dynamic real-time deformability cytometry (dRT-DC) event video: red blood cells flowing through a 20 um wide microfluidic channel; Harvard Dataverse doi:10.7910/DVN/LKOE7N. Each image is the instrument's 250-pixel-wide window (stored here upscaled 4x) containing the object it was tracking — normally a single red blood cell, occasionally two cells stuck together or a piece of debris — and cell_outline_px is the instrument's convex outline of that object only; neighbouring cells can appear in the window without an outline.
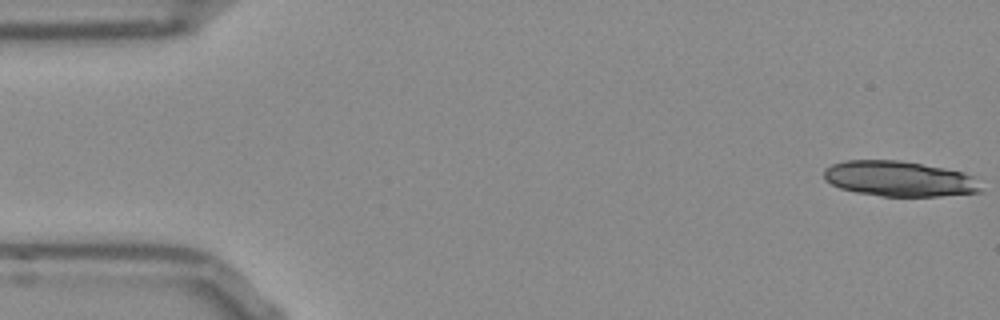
{"species": "Egyptian fruit bat (a non-hibernating species)", "species_latin": "Rousettus aegyptiacus", "temperature_condition": "room temperature", "stored_images_in_passage": 51, "camera_frame_rate_fps": 3000, "um_per_image_px": 0.085, "frame": {"image": 1, "passage_image": 1, "time_ms": 0.0, "image_size_px": [1000, 320], "cell_outline_px": [[984, 192], [940, 196], [880, 196], [856, 192], [840, 188], [824, 180], [824, 168], [832, 164], [844, 160], [900, 160], [944, 168], [964, 172], [972, 176], [984, 188]], "centroid_in_image_um": [76.45, 15.19], "position_along_channel_um": 8.5, "area_um2": 32.6}}
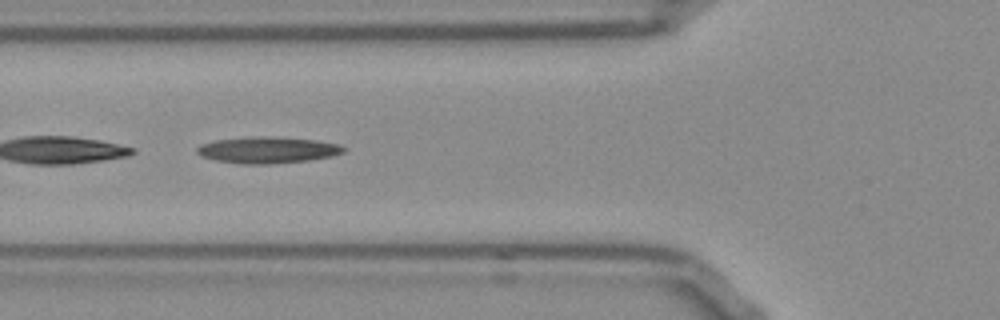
{"frame": {"image": 2, "passage_image": 19, "time_ms": 6.0, "image_size_px": [1000, 320], "cell_outline_px": [[344, 152], [332, 156], [308, 160], [272, 164], [240, 164], [216, 160], [200, 156], [196, 152], [196, 148], [200, 144], [216, 140], [252, 136], [264, 136], [316, 140], [340, 144], [344, 148]], "centroid_in_image_um": [22.71, 12.75], "position_along_channel_um": 103.1, "area_um2": 22.6}}